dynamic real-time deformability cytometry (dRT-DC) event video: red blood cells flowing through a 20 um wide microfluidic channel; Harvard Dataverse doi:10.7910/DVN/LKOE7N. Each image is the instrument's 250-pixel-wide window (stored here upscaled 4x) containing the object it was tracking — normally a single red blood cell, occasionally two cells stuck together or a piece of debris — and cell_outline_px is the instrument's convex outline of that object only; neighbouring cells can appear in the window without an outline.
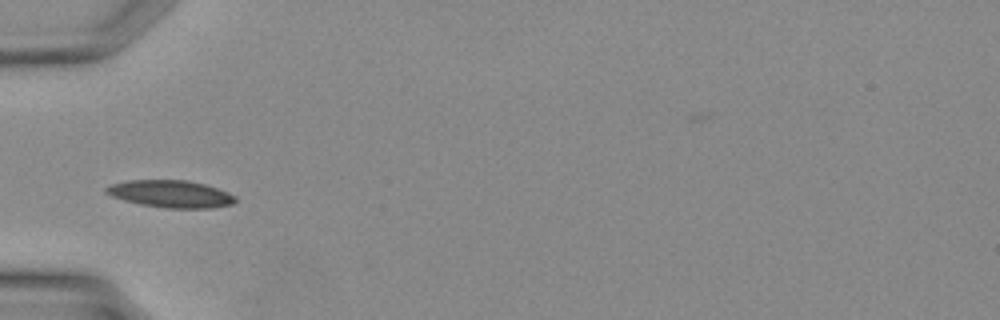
{"species": "Egyptian fruit bat (a non-hibernating species)", "species_latin": "Rousettus aegyptiacus", "temperature_condition": "warm", "stored_images_in_passage": 11, "camera_frame_rate_fps": 3000, "um_per_image_px": 0.085, "animal": {"sex": "female"}, "frame": {"image": 1, "passage_image": 3, "time_ms": 0.667, "image_size_px": [1000, 320], "cell_outline_px": [[236, 200], [232, 204], [212, 208], [164, 208], [140, 204], [124, 200], [112, 196], [104, 192], [104, 188], [108, 184], [128, 180], [188, 180], [204, 184], [228, 192], [236, 196]], "centroid_in_image_um": [14.48, 16.48], "position_along_channel_um": 70.5, "area_um2": 20.63}}